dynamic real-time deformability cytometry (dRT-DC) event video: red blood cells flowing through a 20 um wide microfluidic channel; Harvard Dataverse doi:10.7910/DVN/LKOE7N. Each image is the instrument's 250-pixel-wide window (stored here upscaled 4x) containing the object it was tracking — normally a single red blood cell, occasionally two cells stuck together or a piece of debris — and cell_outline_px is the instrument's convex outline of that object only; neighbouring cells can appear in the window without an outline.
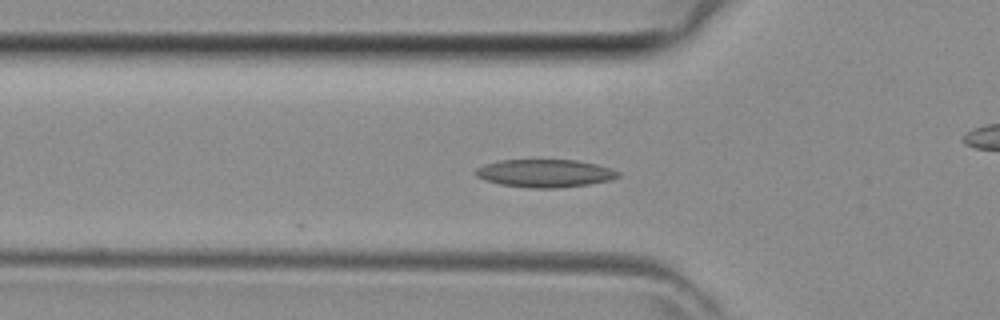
{"species": "common noctule bat (a hibernating species)", "species_latin": "Nyctalus noctula", "temperature_condition": "room temperature", "stored_images_in_passage": 27, "camera_frame_rate_fps": 3000, "um_per_image_px": 0.085, "animal": {"sex": "female", "body_mass_g": 29.2, "forearm_length_mm": 56.3}, "frame": {"image": 1, "passage_image": 15, "time_ms": 4.667, "image_size_px": [1000, 320], "cell_outline_px": [[620, 176], [612, 180], [588, 184], [560, 188], [528, 188], [500, 184], [484, 180], [476, 176], [472, 172], [476, 168], [484, 164], [500, 160], [576, 160], [596, 164], [612, 168], [620, 172]], "centroid_in_image_um": [46.31, 14.73], "position_along_channel_um": 79.5, "area_um2": 23.41}}
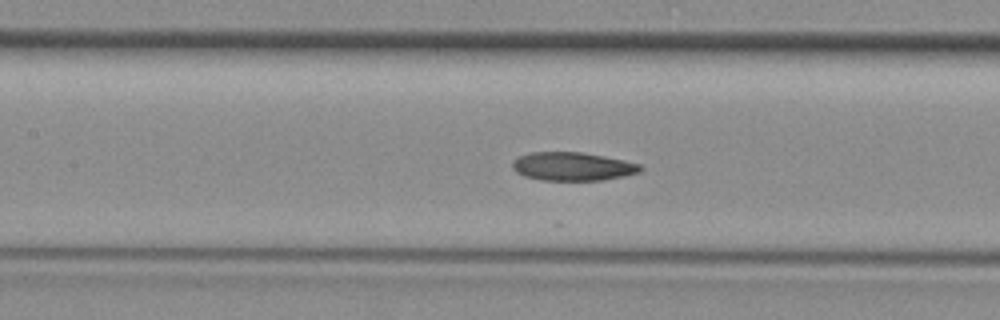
{"frame": {"image": 2, "passage_image": 20, "time_ms": 6.333, "image_size_px": [1000, 320], "cell_outline_px": [[644, 168], [640, 172], [624, 176], [604, 180], [540, 180], [524, 176], [516, 172], [512, 168], [512, 160], [516, 156], [532, 152], [580, 152], [604, 156], [624, 160], [640, 164]], "centroid_in_image_um": [48.65, 14.14], "position_along_channel_um": 158.8, "area_um2": 21.39}}
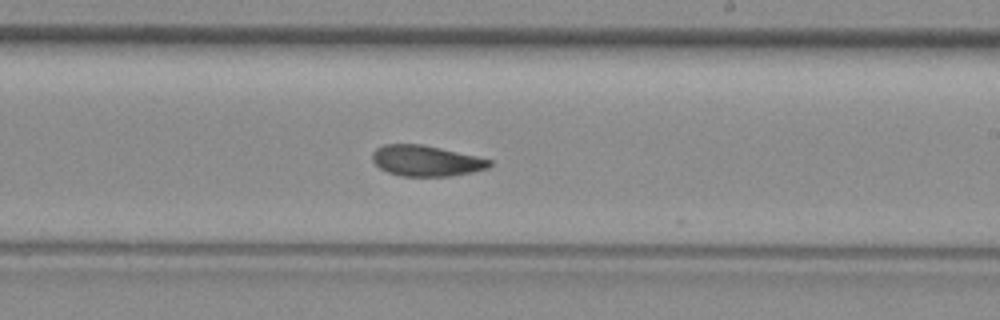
{"frame": {"image": 3, "passage_image": 26, "time_ms": 8.333, "image_size_px": [1000, 320], "cell_outline_px": [[492, 164], [488, 168], [472, 172], [448, 176], [400, 176], [388, 172], [380, 168], [372, 160], [372, 152], [376, 148], [384, 144], [420, 144], [440, 148], [476, 156], [492, 160]], "centroid_in_image_um": [36.2, 13.66], "position_along_channel_um": 252.8, "area_um2": 20.92}}